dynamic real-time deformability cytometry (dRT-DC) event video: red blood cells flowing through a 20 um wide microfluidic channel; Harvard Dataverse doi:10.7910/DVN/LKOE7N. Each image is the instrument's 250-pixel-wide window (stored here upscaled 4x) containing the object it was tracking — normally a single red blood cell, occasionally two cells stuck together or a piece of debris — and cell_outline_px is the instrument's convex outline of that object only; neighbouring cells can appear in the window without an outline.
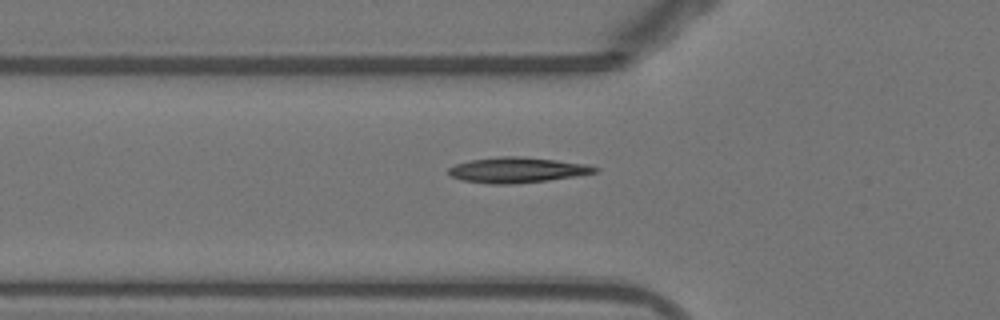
{"species": "Egyptian fruit bat (a non-hibernating species)", "species_latin": "Rousettus aegyptiacus", "temperature_condition": "warm", "stored_images_in_passage": 36, "camera_frame_rate_fps": 3000, "um_per_image_px": 0.085, "animal": {"sex": "female"}, "frame": {"image": 1, "passage_image": 5, "time_ms": 1.333, "image_size_px": [1000, 320], "cell_outline_px": [[600, 168], [596, 172], [548, 180], [512, 184], [488, 184], [464, 180], [452, 176], [448, 172], [448, 168], [456, 164], [472, 160], [500, 156], [516, 156], [556, 160], [588, 164]], "centroid_in_image_um": [43.96, 14.45], "position_along_channel_um": 81.8, "area_um2": 21.39}}
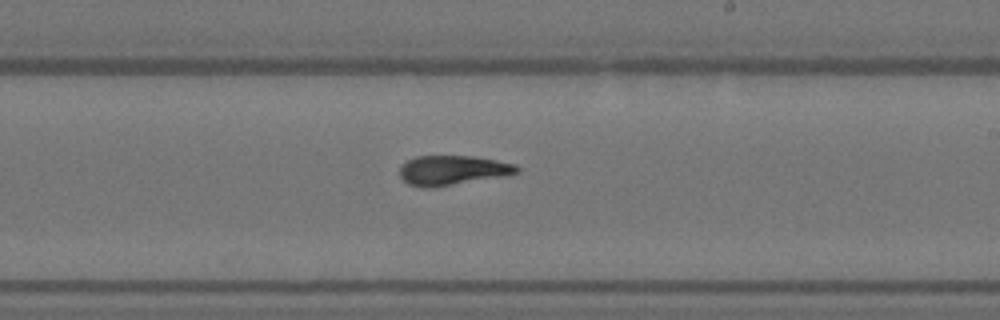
{"frame": {"image": 2, "passage_image": 18, "time_ms": 5.667, "image_size_px": [1000, 320], "cell_outline_px": [[520, 172], [432, 188], [420, 188], [408, 184], [400, 176], [400, 164], [416, 156], [472, 156], [496, 160], [516, 164], [520, 168]], "centroid_in_image_um": [38.41, 14.46], "position_along_channel_um": 250.6, "area_um2": 20.06}}
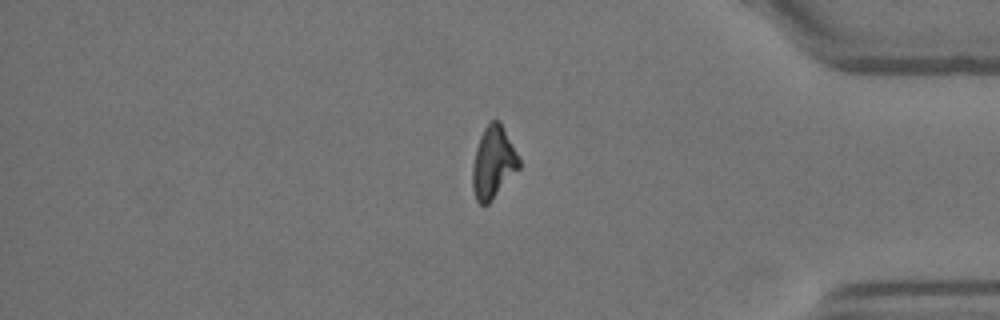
{"frame": {"image": 3, "passage_image": 31, "time_ms": 10.0, "image_size_px": [1000, 320], "cell_outline_px": [[520, 168], [492, 200], [488, 204], [480, 204], [476, 200], [472, 188], [472, 168], [476, 148], [480, 136], [484, 128], [492, 120], [500, 120], [520, 160]], "centroid_in_image_um": [41.92, 13.82], "position_along_channel_um": 393.3, "area_um2": 19.48}, "authors_computed_cell_mechanics": {"area_um2": 20.3456, "velocity_mm_per_s": 3.8838, "shape_relaxation_time_tau1_ms": null, "shape_relaxation_time_tau2_ms": 1.9069, "deformation_change_tau1": null, "deformation_change_tau2": 0.0748}}